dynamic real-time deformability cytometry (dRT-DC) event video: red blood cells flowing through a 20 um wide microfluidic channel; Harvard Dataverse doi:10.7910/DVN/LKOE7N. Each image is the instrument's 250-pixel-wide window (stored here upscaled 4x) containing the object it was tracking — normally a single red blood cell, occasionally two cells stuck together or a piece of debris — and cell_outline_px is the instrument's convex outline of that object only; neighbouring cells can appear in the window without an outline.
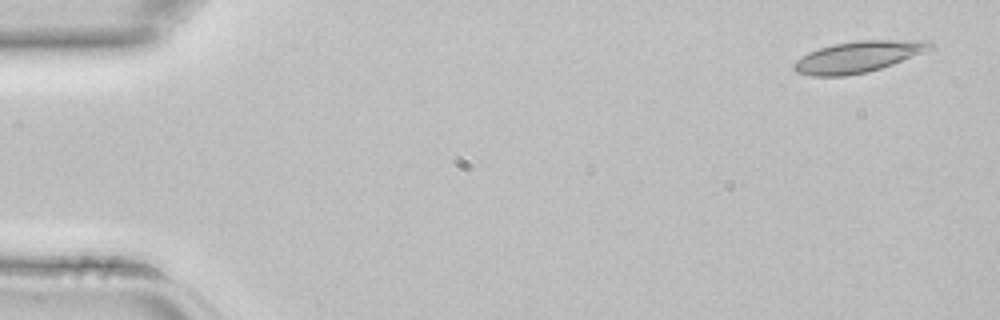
{"species": "common noctule bat (a hibernating species)", "species_latin": "Nyctalus noctula", "temperature_condition": "room temperature", "stored_images_in_passage": 4, "camera_frame_rate_fps": 3000, "um_per_image_px": 0.085, "animal": {"sex": "female", "body_mass_g": 22.7, "forearm_length_mm": 54.2}, "frame": {"image": 1, "passage_image": 1, "time_ms": 0.0, "image_size_px": [1000, 320], "cell_outline_px": [[932, 48], [892, 64], [868, 72], [844, 76], [812, 76], [796, 72], [792, 68], [792, 64], [796, 60], [808, 52], [832, 44], [860, 40], [928, 40], [932, 44]], "centroid_in_image_um": [72.88, 4.83], "position_along_channel_um": 12.1, "area_um2": 24.62}}
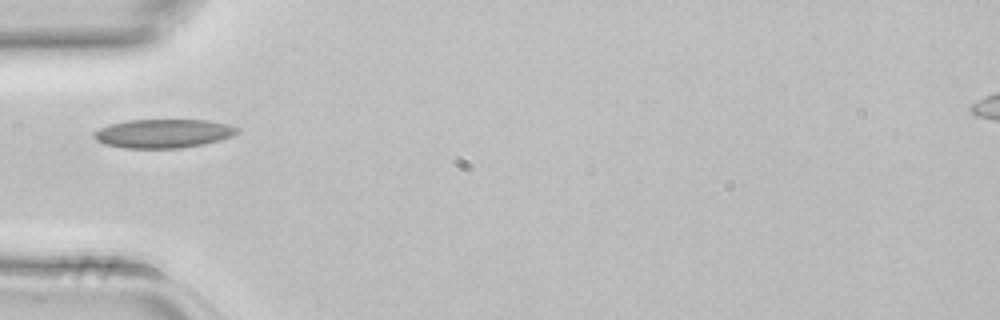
{"frame": {"image": 2, "passage_image": 4, "time_ms": 1.0, "image_size_px": [1000, 320], "cell_outline_px": [[240, 132], [232, 136], [204, 144], [180, 148], [124, 148], [104, 144], [96, 140], [96, 132], [100, 128], [112, 124], [128, 120], [208, 120], [228, 124], [240, 128]], "centroid_in_image_um": [13.94, 11.35], "position_along_channel_um": 71.1, "area_um2": 23.87}}